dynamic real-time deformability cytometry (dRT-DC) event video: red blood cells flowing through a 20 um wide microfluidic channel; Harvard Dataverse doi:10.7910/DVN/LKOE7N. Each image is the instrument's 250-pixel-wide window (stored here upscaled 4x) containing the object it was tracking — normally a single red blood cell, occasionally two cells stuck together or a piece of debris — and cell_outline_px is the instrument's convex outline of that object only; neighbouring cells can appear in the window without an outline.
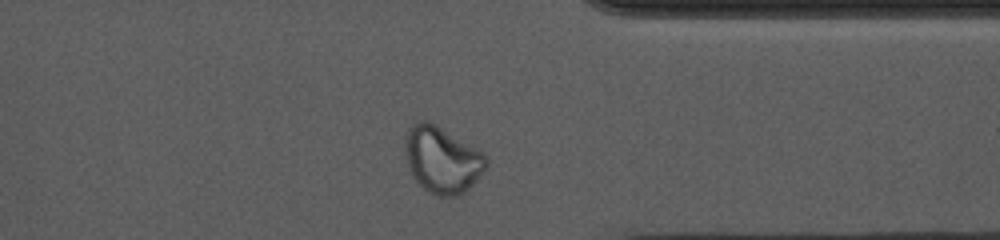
{"species": "common noctule bat (a hibernating species)", "species_latin": "Nyctalus noctula", "temperature_condition": "cold", "stored_images_in_passage": 44, "camera_frame_rate_fps": 3000, "um_per_image_px": 0.085, "animal": {"sex": "female", "body_mass_g": 10.0, "forearm_length_mm": 53.1}, "frame": {"image": 1, "passage_image": 38, "time_ms": 12.333, "image_size_px": [1000, 240], "cell_outline_px": [[488, 164], [472, 184], [464, 192], [456, 196], [440, 196], [424, 188], [416, 180], [408, 164], [404, 152], [404, 140], [408, 128], [416, 120], [428, 120], [436, 124], [480, 152], [488, 160]], "centroid_in_image_um": [37.53, 13.54], "position_along_channel_um": 373.9, "area_um2": 30.81}, "authors_computed_cell_mechanics": {"area_um2": 26.5013, "velocity_mm_per_s": 3.6607, "shape_relaxation_time_tau1_ms": null, "shape_relaxation_time_tau2_ms": 0.9912, "deformation_change_tau1": null, "deformation_change_tau2": 0.0681}}